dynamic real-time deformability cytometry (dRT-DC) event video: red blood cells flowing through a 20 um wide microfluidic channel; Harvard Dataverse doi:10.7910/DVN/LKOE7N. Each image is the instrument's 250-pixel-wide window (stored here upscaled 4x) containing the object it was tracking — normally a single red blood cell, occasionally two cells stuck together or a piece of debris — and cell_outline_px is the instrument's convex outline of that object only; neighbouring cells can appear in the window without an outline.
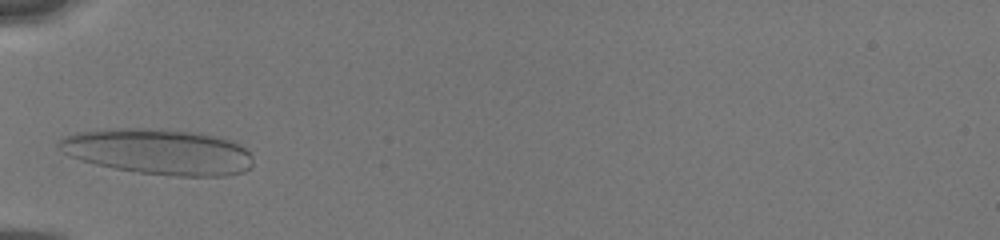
{"species": "human", "species_latin": "Homo sapiens", "temperature_condition": "cold", "stored_images_in_passage": 12, "camera_frame_rate_fps": 3000, "um_per_image_px": 0.085, "donor": {"sex": "male"}, "frame": {"image": 1, "passage_image": 3, "time_ms": 1.667, "image_size_px": [1000, 240], "cell_outline_px": [[252, 164], [244, 172], [228, 176], [176, 176], [136, 172], [112, 168], [96, 164], [68, 156], [56, 144], [64, 136], [76, 132], [104, 128], [160, 128], [200, 132], [224, 136], [244, 148], [252, 156]], "centroid_in_image_um": [13.47, 12.87], "position_along_channel_um": 71.5, "area_um2": 52.37}}
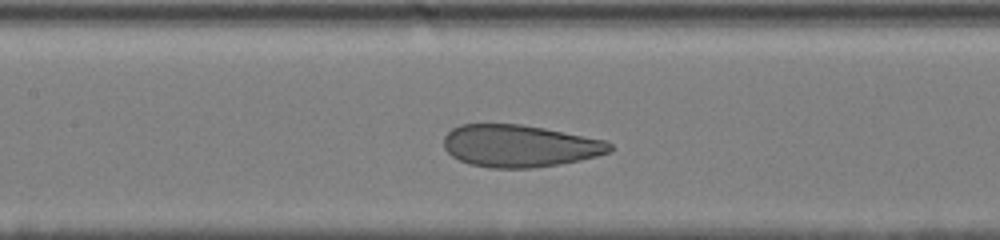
{"frame": {"image": 2, "passage_image": 9, "time_ms": 4.0, "image_size_px": [1000, 240], "cell_outline_px": [[612, 152], [580, 160], [560, 164], [532, 168], [488, 168], [468, 164], [452, 156], [444, 148], [444, 136], [452, 128], [460, 124], [520, 124], [544, 128], [608, 140], [612, 144]], "centroid_in_image_um": [44.18, 12.4], "position_along_channel_um": 163.2, "area_um2": 41.15}}
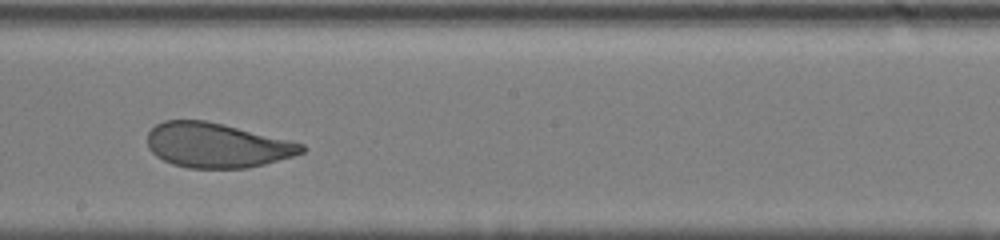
{"frame": {"image": 3, "passage_image": 12, "time_ms": 5.667, "image_size_px": [1000, 240], "cell_outline_px": [[308, 148], [304, 152], [292, 156], [264, 164], [248, 168], [188, 168], [172, 164], [156, 156], [148, 148], [148, 132], [156, 124], [164, 120], [204, 120], [224, 124], [304, 144]], "centroid_in_image_um": [18.41, 12.35], "position_along_channel_um": 229.8, "area_um2": 40.11}}